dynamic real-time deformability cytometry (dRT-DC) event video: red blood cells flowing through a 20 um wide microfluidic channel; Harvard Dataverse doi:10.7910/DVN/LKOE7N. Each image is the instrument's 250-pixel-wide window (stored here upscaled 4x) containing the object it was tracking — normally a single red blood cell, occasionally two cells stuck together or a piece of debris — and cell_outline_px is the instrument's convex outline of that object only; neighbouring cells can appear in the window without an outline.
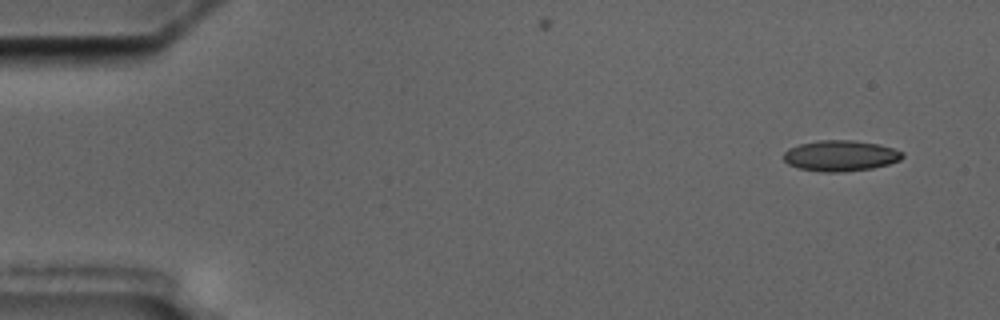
{"species": "common noctule bat (a hibernating species)", "species_latin": "Nyctalus noctula", "temperature_condition": "cold", "stored_images_in_passage": 6, "camera_frame_rate_fps": 3000, "um_per_image_px": 0.085, "animal": {"sex": "male", "body_mass_g": 17.5, "forearm_length_mm": 52.3}, "frame": {"image": 1, "passage_image": 1, "time_ms": 0.0, "image_size_px": [1000, 320], "cell_outline_px": [[904, 156], [900, 160], [888, 164], [872, 168], [844, 172], [824, 172], [800, 168], [788, 164], [784, 160], [784, 152], [788, 148], [800, 144], [820, 140], [852, 140], [876, 144], [892, 148], [904, 152]], "centroid_in_image_um": [71.44, 13.24], "position_along_channel_um": 13.6, "area_um2": 21.21}}
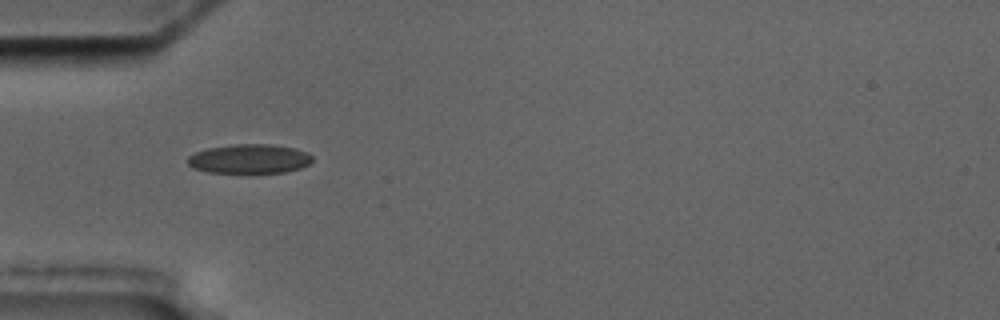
{"frame": {"image": 2, "passage_image": 5, "time_ms": 4.667, "image_size_px": [1000, 320], "cell_outline_px": [[312, 160], [308, 164], [300, 168], [284, 172], [208, 172], [192, 168], [188, 164], [188, 156], [196, 152], [208, 148], [232, 144], [272, 144], [296, 148], [308, 152], [312, 156]], "centroid_in_image_um": [21.21, 13.49], "position_along_channel_um": 63.8, "area_um2": 21.21}}
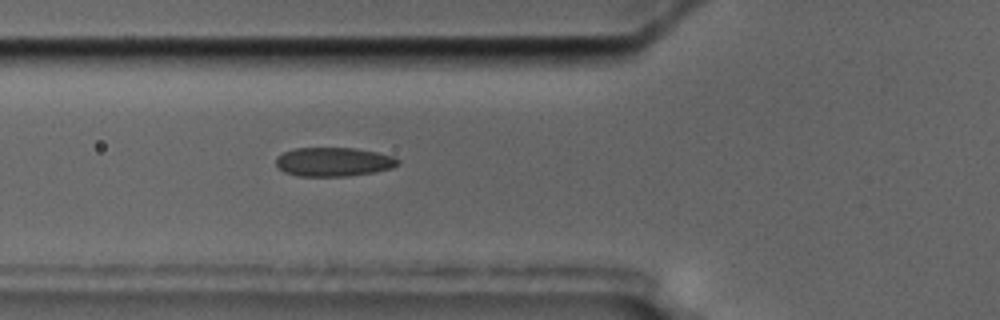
{"frame": {"image": 3, "passage_image": 6, "time_ms": 5.667, "image_size_px": [1000, 320], "cell_outline_px": [[400, 164], [392, 168], [372, 172], [348, 176], [296, 176], [284, 172], [276, 168], [276, 156], [284, 152], [296, 148], [356, 148], [376, 152], [392, 156], [400, 160]], "centroid_in_image_um": [28.32, 13.76], "position_along_channel_um": 97.5, "area_um2": 20.69}}